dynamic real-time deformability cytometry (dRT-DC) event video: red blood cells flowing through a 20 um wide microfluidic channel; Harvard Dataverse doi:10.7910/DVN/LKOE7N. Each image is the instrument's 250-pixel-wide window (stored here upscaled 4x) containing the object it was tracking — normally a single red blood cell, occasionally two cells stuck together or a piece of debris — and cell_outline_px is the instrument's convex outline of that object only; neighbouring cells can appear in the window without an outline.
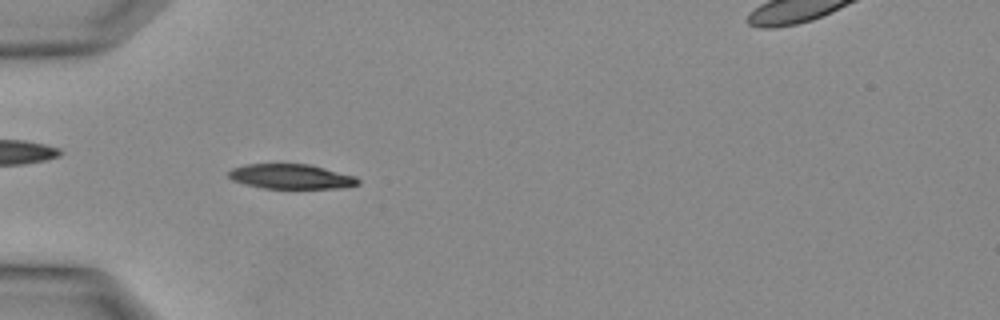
{"species": "Egyptian fruit bat (a non-hibernating species)", "species_latin": "Rousettus aegyptiacus", "temperature_condition": "warm", "stored_images_in_passage": 19, "camera_frame_rate_fps": 3000, "um_per_image_px": 0.085, "animal": {"sex": "female"}, "frame": {"image": 1, "passage_image": 9, "time_ms": 2.667, "image_size_px": [1000, 320], "cell_outline_px": [[360, 184], [340, 188], [264, 188], [244, 184], [232, 180], [228, 176], [228, 172], [232, 168], [244, 164], [308, 164], [356, 176], [360, 180]], "centroid_in_image_um": [24.73, 15.0], "position_along_channel_um": 60.3, "area_um2": 18.67}}
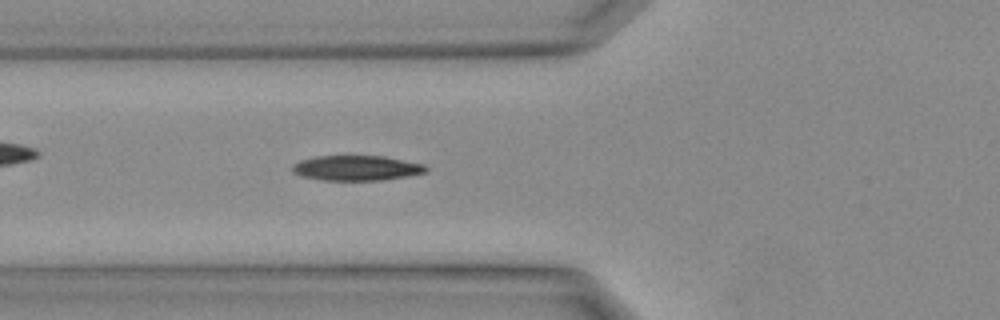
{"frame": {"image": 2, "passage_image": 11, "time_ms": 3.333, "image_size_px": [1000, 320], "cell_outline_px": [[428, 172], [408, 176], [384, 180], [324, 180], [304, 176], [292, 172], [292, 164], [300, 160], [316, 156], [384, 156], [424, 164], [428, 168]], "centroid_in_image_um": [30.33, 14.28], "position_along_channel_um": 95.5, "area_um2": 19.54}}
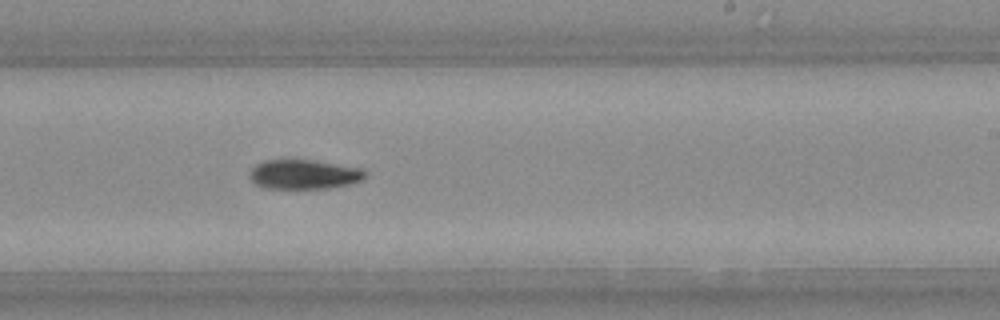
{"frame": {"image": 3, "passage_image": 19, "time_ms": 6.0, "image_size_px": [1000, 320], "cell_outline_px": [[364, 176], [360, 180], [348, 184], [332, 188], [268, 188], [256, 184], [248, 176], [248, 172], [256, 164], [264, 160], [284, 156], [312, 160], [360, 168], [364, 172]], "centroid_in_image_um": [25.72, 14.77], "position_along_channel_um": 263.3, "area_um2": 20.23}}